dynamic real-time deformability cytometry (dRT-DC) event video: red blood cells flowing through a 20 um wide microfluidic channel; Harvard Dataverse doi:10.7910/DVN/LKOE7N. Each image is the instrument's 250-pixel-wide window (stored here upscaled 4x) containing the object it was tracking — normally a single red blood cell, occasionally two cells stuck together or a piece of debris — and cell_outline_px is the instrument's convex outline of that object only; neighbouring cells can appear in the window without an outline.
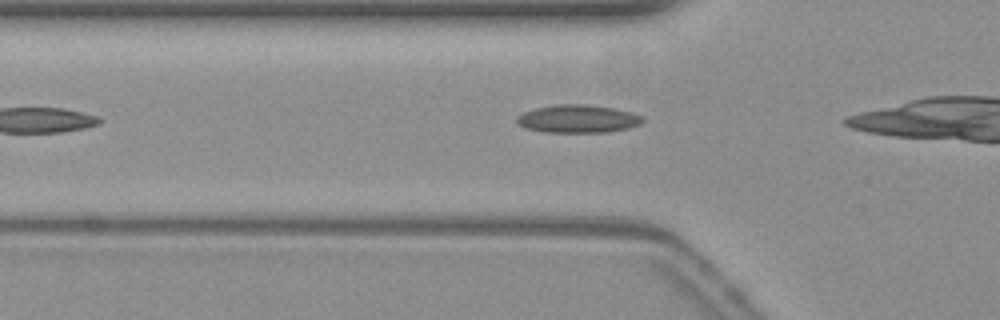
{"species": "common noctule bat (a hibernating species)", "species_latin": "Nyctalus noctula", "temperature_condition": "warm", "stored_images_in_passage": 8, "camera_frame_rate_fps": 3000, "um_per_image_px": 0.085, "animal": {"sex": "female", "body_mass_g": 19.3, "forearm_length_mm": 54.1}, "frame": {"image": 1, "passage_image": 3, "time_ms": 0.667, "image_size_px": [1000, 320], "cell_outline_px": [[644, 120], [640, 124], [628, 128], [604, 132], [544, 132], [528, 128], [516, 124], [516, 116], [524, 112], [536, 108], [552, 104], [584, 104], [616, 108], [632, 112], [640, 116]], "centroid_in_image_um": [49.1, 10.09], "position_along_channel_um": 76.7, "area_um2": 20.52}}